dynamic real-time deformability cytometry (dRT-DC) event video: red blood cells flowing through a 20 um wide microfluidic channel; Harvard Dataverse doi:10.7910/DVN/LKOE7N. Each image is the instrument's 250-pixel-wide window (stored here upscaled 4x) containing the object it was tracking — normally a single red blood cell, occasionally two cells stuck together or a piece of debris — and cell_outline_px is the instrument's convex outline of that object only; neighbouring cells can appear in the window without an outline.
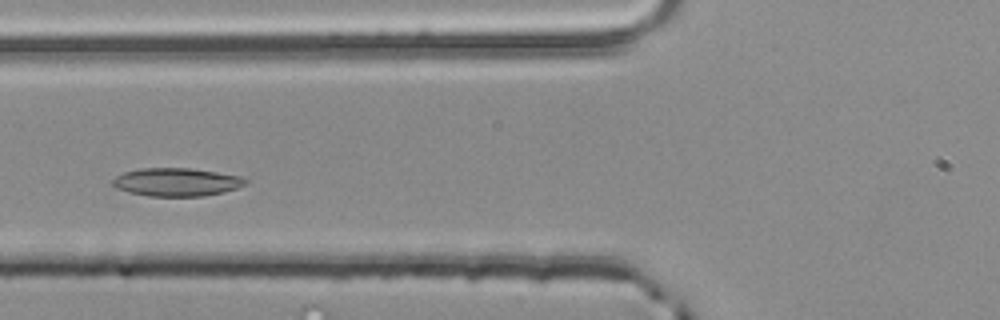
{"species": "common noctule bat (a hibernating species)", "species_latin": "Nyctalus noctula", "temperature_condition": "room temperature", "stored_images_in_passage": 48, "camera_frame_rate_fps": 3000, "um_per_image_px": 0.085, "animal": {"sex": "male", "body_mass_g": 20.4}, "frame": {"image": 1, "passage_image": 15, "time_ms": 4.667, "image_size_px": [1000, 320], "cell_outline_px": [[248, 180], [244, 184], [236, 188], [224, 192], [204, 196], [148, 196], [128, 192], [116, 188], [112, 184], [112, 180], [116, 176], [124, 172], [140, 168], [192, 168], [240, 176]], "centroid_in_image_um": [14.98, 15.47], "position_along_channel_um": 110.8, "area_um2": 21.79}}
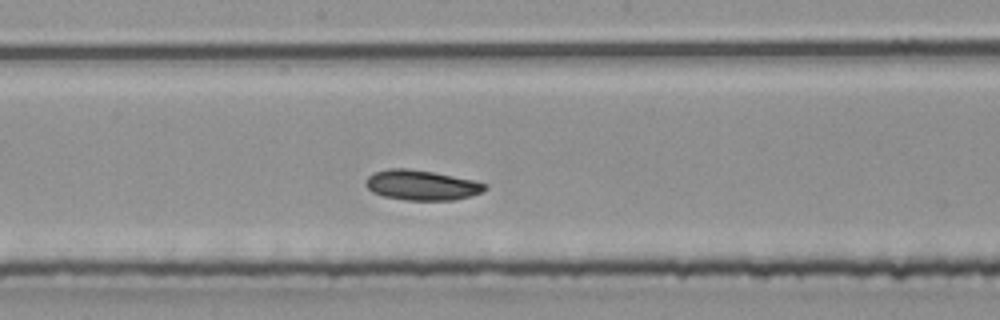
{"frame": {"image": 2, "passage_image": 23, "time_ms": 7.333, "image_size_px": [1000, 320], "cell_outline_px": [[488, 188], [472, 196], [452, 200], [404, 200], [384, 196], [372, 192], [364, 184], [364, 180], [372, 172], [388, 168], [408, 168], [432, 172], [472, 180], [488, 184]], "centroid_in_image_um": [35.79, 15.73], "position_along_channel_um": 212.4, "area_um2": 20.98}}
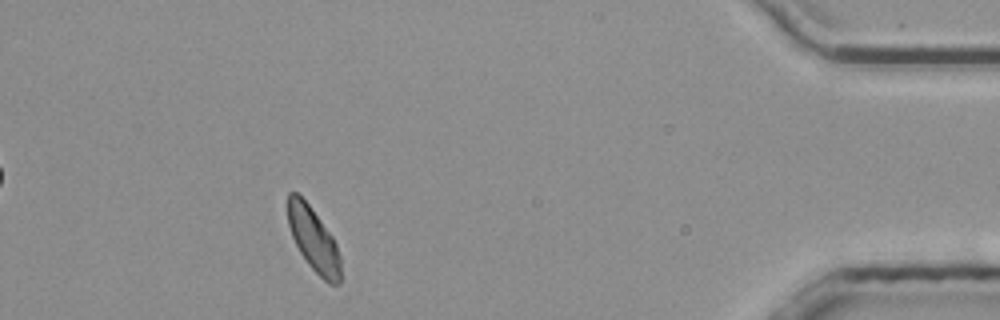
{"frame": {"image": 3, "passage_image": 43, "time_ms": 14.0, "image_size_px": [1000, 320], "cell_outline_px": [[340, 284], [328, 284], [308, 264], [300, 252], [292, 236], [288, 224], [288, 192], [296, 192], [308, 204], [332, 236], [336, 244], [340, 256]], "centroid_in_image_um": [26.65, 20.38], "position_along_channel_um": 408.5, "area_um2": 19.31}, "authors_computed_cell_mechanics": {"area_um2": 20.7502, "velocity_mm_per_s": 3.8026, "shape_relaxation_time_tau1_ms": 6.0823, "shape_relaxation_time_tau2_ms": null, "deformation_change_tau1": 0.0962, "deformation_change_tau2": null}}